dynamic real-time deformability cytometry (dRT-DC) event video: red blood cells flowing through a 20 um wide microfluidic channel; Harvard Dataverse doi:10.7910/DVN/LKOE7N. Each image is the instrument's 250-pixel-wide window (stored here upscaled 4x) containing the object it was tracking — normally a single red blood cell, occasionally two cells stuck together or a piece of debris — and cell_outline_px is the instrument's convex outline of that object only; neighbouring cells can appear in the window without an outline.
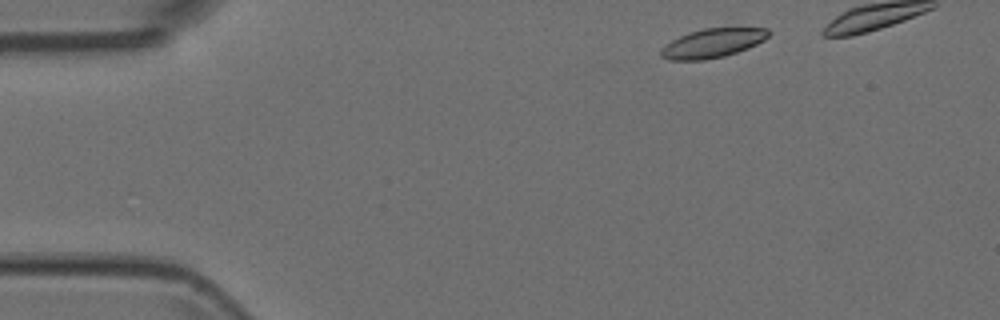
{"species": "Egyptian fruit bat (a non-hibernating species)", "species_latin": "Rousettus aegyptiacus", "temperature_condition": "room temperature", "stored_images_in_passage": 4, "camera_frame_rate_fps": 3000, "um_per_image_px": 0.085, "animal": {"sex": "female"}, "frame": {"image": 1, "passage_image": 1, "time_ms": 0.0, "image_size_px": [1000, 320], "cell_outline_px": [[772, 32], [764, 40], [748, 48], [724, 56], [704, 60], [668, 60], [660, 56], [660, 52], [672, 40], [688, 32], [704, 28], [768, 28]], "centroid_in_image_um": [60.59, 3.66], "position_along_channel_um": 24.4, "area_um2": 18.09}}